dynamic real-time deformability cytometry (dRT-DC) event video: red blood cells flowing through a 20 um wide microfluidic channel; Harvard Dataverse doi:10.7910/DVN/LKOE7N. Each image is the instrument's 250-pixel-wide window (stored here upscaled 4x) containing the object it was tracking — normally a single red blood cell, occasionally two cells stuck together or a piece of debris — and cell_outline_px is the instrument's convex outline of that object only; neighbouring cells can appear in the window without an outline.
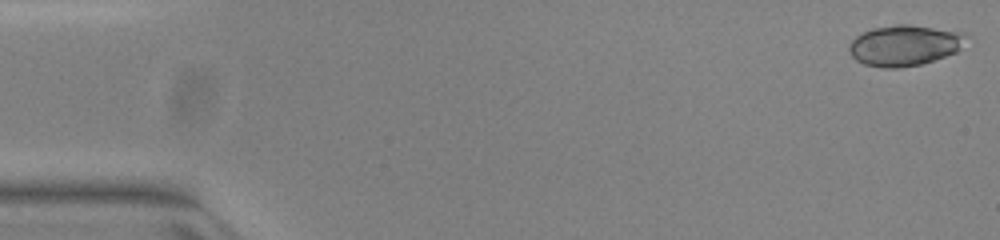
{"species": "common noctule bat (a hibernating species)", "species_latin": "Nyctalus noctula", "temperature_condition": "warm", "stored_images_in_passage": 51, "camera_frame_rate_fps": 3000, "um_per_image_px": 0.085, "animal": {"sex": "female", "body_mass_g": 23.0, "forearm_length_mm": 53.4}, "frame": {"image": 1, "passage_image": 1, "time_ms": 0.0, "image_size_px": [1000, 240], "cell_outline_px": [[964, 36], [956, 52], [920, 64], [900, 68], [884, 68], [864, 64], [856, 60], [852, 56], [848, 48], [852, 40], [856, 36], [872, 28], [896, 24], [908, 24], [964, 32]], "centroid_in_image_um": [76.81, 3.85], "position_along_channel_um": 8.2, "area_um2": 27.34}}
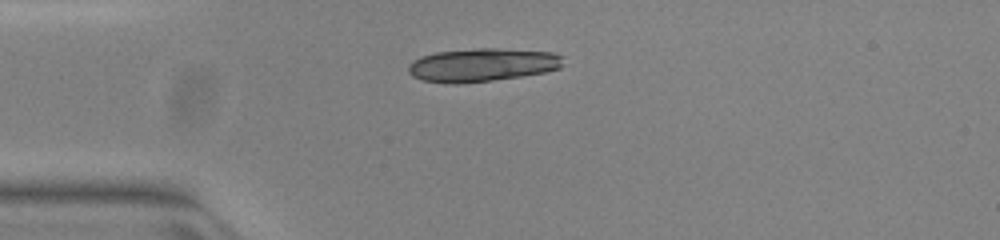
{"frame": {"image": 2, "passage_image": 13, "time_ms": 4.0, "image_size_px": [1000, 240], "cell_outline_px": [[564, 64], [560, 68], [544, 72], [520, 76], [492, 80], [456, 84], [448, 84], [420, 80], [412, 76], [408, 72], [408, 64], [412, 60], [420, 56], [436, 52], [476, 48], [496, 48], [552, 52], [560, 56]], "centroid_in_image_um": [40.92, 5.52], "position_along_channel_um": 44.1, "area_um2": 30.17}}